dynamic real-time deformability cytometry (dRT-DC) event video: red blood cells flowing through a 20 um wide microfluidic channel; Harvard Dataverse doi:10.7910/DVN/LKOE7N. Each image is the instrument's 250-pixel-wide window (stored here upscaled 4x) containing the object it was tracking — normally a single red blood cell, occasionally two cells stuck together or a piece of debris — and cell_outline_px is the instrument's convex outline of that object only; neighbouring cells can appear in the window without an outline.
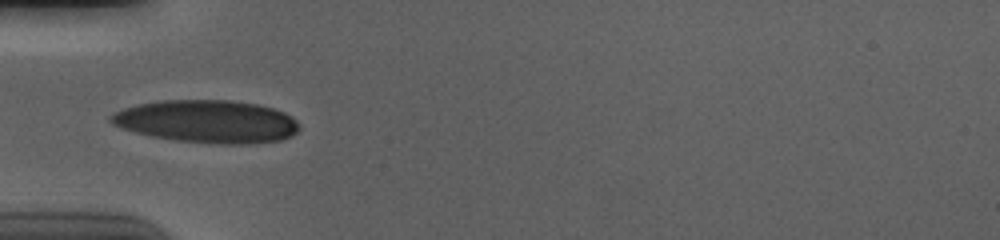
{"species": "human", "species_latin": "Homo sapiens", "temperature_condition": "cold", "stored_images_in_passage": 3, "camera_frame_rate_fps": 3000, "um_per_image_px": 0.085, "donor": {"sex": "male"}, "frame": {"image": 1, "passage_image": 1, "time_ms": 0.0, "image_size_px": [1000, 240], "cell_outline_px": [[300, 128], [292, 136], [280, 140], [248, 144], [208, 144], [176, 140], [152, 136], [120, 128], [112, 124], [108, 120], [108, 116], [112, 112], [136, 104], [160, 100], [232, 100], [256, 104], [272, 108], [284, 112], [292, 116], [300, 124]], "centroid_in_image_um": [17.58, 10.32], "position_along_channel_um": 67.4, "area_um2": 47.4}}